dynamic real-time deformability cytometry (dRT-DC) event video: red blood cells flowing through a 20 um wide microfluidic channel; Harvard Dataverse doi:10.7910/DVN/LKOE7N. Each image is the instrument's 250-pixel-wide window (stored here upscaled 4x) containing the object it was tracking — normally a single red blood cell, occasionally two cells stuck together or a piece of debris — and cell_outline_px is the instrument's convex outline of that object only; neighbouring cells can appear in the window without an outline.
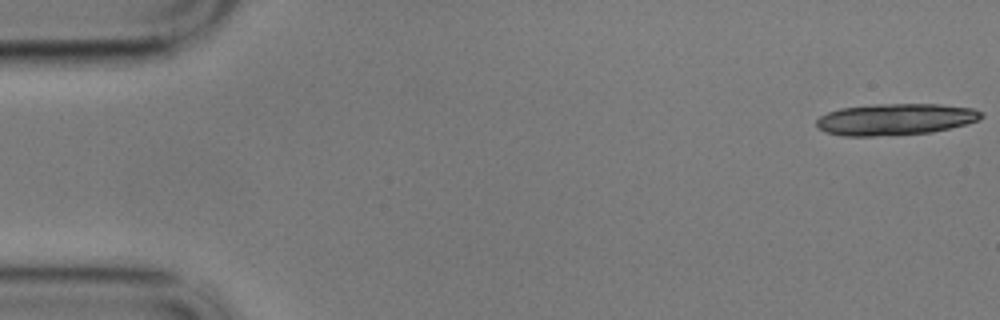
{"species": "common noctule bat (a hibernating species)", "species_latin": "Nyctalus noctula", "temperature_condition": "cold", "stored_images_in_passage": 19, "camera_frame_rate_fps": 3000, "um_per_image_px": 0.085, "animal": {"sex": "male", "body_mass_g": 17.9}, "frame": {"image": 1, "passage_image": 1, "time_ms": 0.0, "image_size_px": [1000, 320], "cell_outline_px": [[984, 116], [980, 120], [932, 132], [892, 136], [844, 136], [824, 132], [816, 128], [816, 120], [820, 116], [828, 112], [840, 108], [872, 104], [940, 104], [972, 108], [984, 112]], "centroid_in_image_um": [76.08, 10.14], "position_along_channel_um": 8.9, "area_um2": 30.69}}